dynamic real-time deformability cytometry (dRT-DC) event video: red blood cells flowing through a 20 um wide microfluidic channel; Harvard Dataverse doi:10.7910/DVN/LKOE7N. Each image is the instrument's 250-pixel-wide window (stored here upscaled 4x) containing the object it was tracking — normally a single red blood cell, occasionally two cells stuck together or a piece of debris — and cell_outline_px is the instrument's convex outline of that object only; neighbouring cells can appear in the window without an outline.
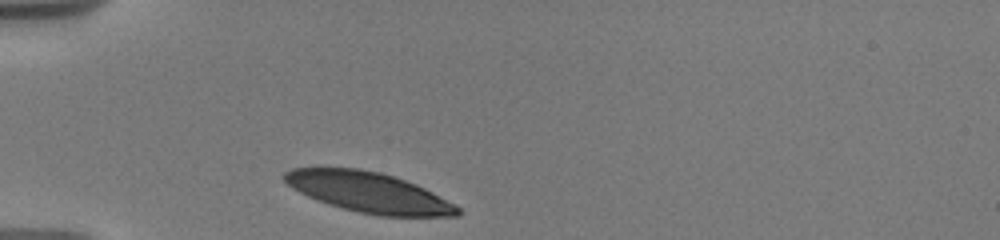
{"species": "human", "species_latin": "Homo sapiens", "temperature_condition": "warm", "stored_images_in_passage": 3, "camera_frame_rate_fps": 3000, "um_per_image_px": 0.085, "donor": {"sex": "male"}, "frame": {"image": 1, "passage_image": 1, "time_ms": 0.0, "image_size_px": [1000, 240], "cell_outline_px": [[460, 216], [380, 216], [360, 212], [328, 204], [316, 200], [292, 188], [280, 176], [284, 172], [292, 168], [316, 164], [360, 168], [380, 172], [416, 184], [456, 204], [460, 208]], "centroid_in_image_um": [31.25, 16.29], "position_along_channel_um": 53.8, "area_um2": 41.5}}
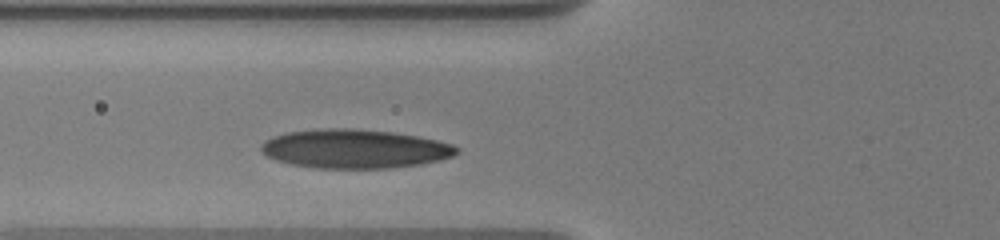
{"frame": {"image": 2, "passage_image": 3, "time_ms": 1.667, "image_size_px": [1000, 240], "cell_outline_px": [[460, 152], [452, 156], [440, 160], [420, 164], [388, 168], [316, 168], [288, 164], [276, 160], [260, 152], [260, 144], [264, 140], [272, 136], [288, 132], [328, 128], [348, 128], [392, 132], [416, 136], [436, 140], [452, 144], [460, 148]], "centroid_in_image_um": [30.12, 12.65], "position_along_channel_um": 95.7, "area_um2": 44.45}}